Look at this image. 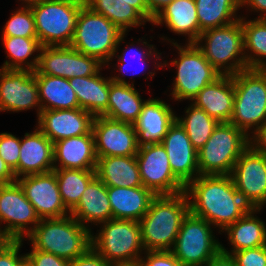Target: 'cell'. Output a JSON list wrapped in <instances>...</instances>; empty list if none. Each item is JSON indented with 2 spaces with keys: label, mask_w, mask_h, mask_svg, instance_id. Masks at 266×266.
Listing matches in <instances>:
<instances>
[{
  "label": "cell",
  "mask_w": 266,
  "mask_h": 266,
  "mask_svg": "<svg viewBox=\"0 0 266 266\" xmlns=\"http://www.w3.org/2000/svg\"><path fill=\"white\" fill-rule=\"evenodd\" d=\"M185 192L190 213L207 220L220 234L252 209L230 175H199L185 186Z\"/></svg>",
  "instance_id": "obj_1"
},
{
  "label": "cell",
  "mask_w": 266,
  "mask_h": 266,
  "mask_svg": "<svg viewBox=\"0 0 266 266\" xmlns=\"http://www.w3.org/2000/svg\"><path fill=\"white\" fill-rule=\"evenodd\" d=\"M190 212L186 192L156 195L140 219L145 251H171L183 219Z\"/></svg>",
  "instance_id": "obj_2"
},
{
  "label": "cell",
  "mask_w": 266,
  "mask_h": 266,
  "mask_svg": "<svg viewBox=\"0 0 266 266\" xmlns=\"http://www.w3.org/2000/svg\"><path fill=\"white\" fill-rule=\"evenodd\" d=\"M92 229L79 223L73 216L40 219L34 230L25 237L36 250L52 253L72 261L91 247Z\"/></svg>",
  "instance_id": "obj_3"
},
{
  "label": "cell",
  "mask_w": 266,
  "mask_h": 266,
  "mask_svg": "<svg viewBox=\"0 0 266 266\" xmlns=\"http://www.w3.org/2000/svg\"><path fill=\"white\" fill-rule=\"evenodd\" d=\"M126 33L108 20L104 15L93 12L85 4L81 7L74 36L70 47L78 52L96 58L108 67L113 55L124 42ZM107 64V65H106Z\"/></svg>",
  "instance_id": "obj_4"
},
{
  "label": "cell",
  "mask_w": 266,
  "mask_h": 266,
  "mask_svg": "<svg viewBox=\"0 0 266 266\" xmlns=\"http://www.w3.org/2000/svg\"><path fill=\"white\" fill-rule=\"evenodd\" d=\"M177 49L178 57L154 62L155 70L169 66L176 67V77L170 89L172 99L176 101L191 100L208 84L214 82L221 74L209 63L195 43L184 46L175 40L167 39ZM163 62V63H162Z\"/></svg>",
  "instance_id": "obj_5"
},
{
  "label": "cell",
  "mask_w": 266,
  "mask_h": 266,
  "mask_svg": "<svg viewBox=\"0 0 266 266\" xmlns=\"http://www.w3.org/2000/svg\"><path fill=\"white\" fill-rule=\"evenodd\" d=\"M99 225L91 235L92 248L114 265L137 264L145 252L140 222L112 218Z\"/></svg>",
  "instance_id": "obj_6"
},
{
  "label": "cell",
  "mask_w": 266,
  "mask_h": 266,
  "mask_svg": "<svg viewBox=\"0 0 266 266\" xmlns=\"http://www.w3.org/2000/svg\"><path fill=\"white\" fill-rule=\"evenodd\" d=\"M194 43L221 75L233 76L248 69L242 17L229 25L203 31Z\"/></svg>",
  "instance_id": "obj_7"
},
{
  "label": "cell",
  "mask_w": 266,
  "mask_h": 266,
  "mask_svg": "<svg viewBox=\"0 0 266 266\" xmlns=\"http://www.w3.org/2000/svg\"><path fill=\"white\" fill-rule=\"evenodd\" d=\"M234 105L230 123L248 136L266 122V69H246L233 75Z\"/></svg>",
  "instance_id": "obj_8"
},
{
  "label": "cell",
  "mask_w": 266,
  "mask_h": 266,
  "mask_svg": "<svg viewBox=\"0 0 266 266\" xmlns=\"http://www.w3.org/2000/svg\"><path fill=\"white\" fill-rule=\"evenodd\" d=\"M249 146V136L243 130L230 122H220L197 151L200 175H230Z\"/></svg>",
  "instance_id": "obj_9"
},
{
  "label": "cell",
  "mask_w": 266,
  "mask_h": 266,
  "mask_svg": "<svg viewBox=\"0 0 266 266\" xmlns=\"http://www.w3.org/2000/svg\"><path fill=\"white\" fill-rule=\"evenodd\" d=\"M85 0H41L30 5L41 46H70Z\"/></svg>",
  "instance_id": "obj_10"
},
{
  "label": "cell",
  "mask_w": 266,
  "mask_h": 266,
  "mask_svg": "<svg viewBox=\"0 0 266 266\" xmlns=\"http://www.w3.org/2000/svg\"><path fill=\"white\" fill-rule=\"evenodd\" d=\"M207 220L190 212L183 219L171 250L183 266L205 265L221 251V243Z\"/></svg>",
  "instance_id": "obj_11"
},
{
  "label": "cell",
  "mask_w": 266,
  "mask_h": 266,
  "mask_svg": "<svg viewBox=\"0 0 266 266\" xmlns=\"http://www.w3.org/2000/svg\"><path fill=\"white\" fill-rule=\"evenodd\" d=\"M40 218L28 201L20 184L15 181L0 185V232L11 240H25ZM5 224L1 227V224ZM30 225V226H29ZM3 228V229H2Z\"/></svg>",
  "instance_id": "obj_12"
},
{
  "label": "cell",
  "mask_w": 266,
  "mask_h": 266,
  "mask_svg": "<svg viewBox=\"0 0 266 266\" xmlns=\"http://www.w3.org/2000/svg\"><path fill=\"white\" fill-rule=\"evenodd\" d=\"M136 159L142 185L155 195H174L185 191V185L172 172L162 143L140 146Z\"/></svg>",
  "instance_id": "obj_13"
},
{
  "label": "cell",
  "mask_w": 266,
  "mask_h": 266,
  "mask_svg": "<svg viewBox=\"0 0 266 266\" xmlns=\"http://www.w3.org/2000/svg\"><path fill=\"white\" fill-rule=\"evenodd\" d=\"M104 65L96 58L78 52L70 46H42L34 74H45L66 79L88 77Z\"/></svg>",
  "instance_id": "obj_14"
},
{
  "label": "cell",
  "mask_w": 266,
  "mask_h": 266,
  "mask_svg": "<svg viewBox=\"0 0 266 266\" xmlns=\"http://www.w3.org/2000/svg\"><path fill=\"white\" fill-rule=\"evenodd\" d=\"M235 188L253 209L266 205V155L249 146L230 174Z\"/></svg>",
  "instance_id": "obj_15"
},
{
  "label": "cell",
  "mask_w": 266,
  "mask_h": 266,
  "mask_svg": "<svg viewBox=\"0 0 266 266\" xmlns=\"http://www.w3.org/2000/svg\"><path fill=\"white\" fill-rule=\"evenodd\" d=\"M42 111L36 76L31 70L0 68V112Z\"/></svg>",
  "instance_id": "obj_16"
},
{
  "label": "cell",
  "mask_w": 266,
  "mask_h": 266,
  "mask_svg": "<svg viewBox=\"0 0 266 266\" xmlns=\"http://www.w3.org/2000/svg\"><path fill=\"white\" fill-rule=\"evenodd\" d=\"M96 157L136 156L139 146L134 125L96 116L92 125Z\"/></svg>",
  "instance_id": "obj_17"
},
{
  "label": "cell",
  "mask_w": 266,
  "mask_h": 266,
  "mask_svg": "<svg viewBox=\"0 0 266 266\" xmlns=\"http://www.w3.org/2000/svg\"><path fill=\"white\" fill-rule=\"evenodd\" d=\"M40 219L62 218L70 215L64 205L54 171L27 175L16 179Z\"/></svg>",
  "instance_id": "obj_18"
},
{
  "label": "cell",
  "mask_w": 266,
  "mask_h": 266,
  "mask_svg": "<svg viewBox=\"0 0 266 266\" xmlns=\"http://www.w3.org/2000/svg\"><path fill=\"white\" fill-rule=\"evenodd\" d=\"M94 116L82 108L42 110L36 127L52 142L89 134Z\"/></svg>",
  "instance_id": "obj_19"
},
{
  "label": "cell",
  "mask_w": 266,
  "mask_h": 266,
  "mask_svg": "<svg viewBox=\"0 0 266 266\" xmlns=\"http://www.w3.org/2000/svg\"><path fill=\"white\" fill-rule=\"evenodd\" d=\"M161 143L167 152L173 174L185 186L200 175L197 150L176 120Z\"/></svg>",
  "instance_id": "obj_20"
},
{
  "label": "cell",
  "mask_w": 266,
  "mask_h": 266,
  "mask_svg": "<svg viewBox=\"0 0 266 266\" xmlns=\"http://www.w3.org/2000/svg\"><path fill=\"white\" fill-rule=\"evenodd\" d=\"M160 98H148L142 106L137 121L133 124L138 146L161 143L169 127L175 122L173 108Z\"/></svg>",
  "instance_id": "obj_21"
},
{
  "label": "cell",
  "mask_w": 266,
  "mask_h": 266,
  "mask_svg": "<svg viewBox=\"0 0 266 266\" xmlns=\"http://www.w3.org/2000/svg\"><path fill=\"white\" fill-rule=\"evenodd\" d=\"M35 128L21 139L18 178L54 170L53 143Z\"/></svg>",
  "instance_id": "obj_22"
},
{
  "label": "cell",
  "mask_w": 266,
  "mask_h": 266,
  "mask_svg": "<svg viewBox=\"0 0 266 266\" xmlns=\"http://www.w3.org/2000/svg\"><path fill=\"white\" fill-rule=\"evenodd\" d=\"M54 169L95 170L97 157L94 135L91 131L53 143Z\"/></svg>",
  "instance_id": "obj_23"
},
{
  "label": "cell",
  "mask_w": 266,
  "mask_h": 266,
  "mask_svg": "<svg viewBox=\"0 0 266 266\" xmlns=\"http://www.w3.org/2000/svg\"><path fill=\"white\" fill-rule=\"evenodd\" d=\"M233 76L221 75L206 85L191 101L220 122H230L234 105Z\"/></svg>",
  "instance_id": "obj_24"
},
{
  "label": "cell",
  "mask_w": 266,
  "mask_h": 266,
  "mask_svg": "<svg viewBox=\"0 0 266 266\" xmlns=\"http://www.w3.org/2000/svg\"><path fill=\"white\" fill-rule=\"evenodd\" d=\"M70 215L88 229H91L90 223L98 226L112 219L107 186L97 176L88 184Z\"/></svg>",
  "instance_id": "obj_25"
},
{
  "label": "cell",
  "mask_w": 266,
  "mask_h": 266,
  "mask_svg": "<svg viewBox=\"0 0 266 266\" xmlns=\"http://www.w3.org/2000/svg\"><path fill=\"white\" fill-rule=\"evenodd\" d=\"M152 24H165L174 34L187 36V43H194L200 36L195 0H173L154 17Z\"/></svg>",
  "instance_id": "obj_26"
},
{
  "label": "cell",
  "mask_w": 266,
  "mask_h": 266,
  "mask_svg": "<svg viewBox=\"0 0 266 266\" xmlns=\"http://www.w3.org/2000/svg\"><path fill=\"white\" fill-rule=\"evenodd\" d=\"M260 211L261 209L252 208L247 214L222 231V233H227L229 244L232 247L228 251L221 244V252L231 255L239 250L266 245V224L256 215Z\"/></svg>",
  "instance_id": "obj_27"
},
{
  "label": "cell",
  "mask_w": 266,
  "mask_h": 266,
  "mask_svg": "<svg viewBox=\"0 0 266 266\" xmlns=\"http://www.w3.org/2000/svg\"><path fill=\"white\" fill-rule=\"evenodd\" d=\"M112 218L136 220L146 214L156 196L150 189L140 187H107Z\"/></svg>",
  "instance_id": "obj_28"
},
{
  "label": "cell",
  "mask_w": 266,
  "mask_h": 266,
  "mask_svg": "<svg viewBox=\"0 0 266 266\" xmlns=\"http://www.w3.org/2000/svg\"><path fill=\"white\" fill-rule=\"evenodd\" d=\"M102 68L88 77L69 78L70 86L76 93L79 107L94 117L102 116L108 108L111 77H102Z\"/></svg>",
  "instance_id": "obj_29"
},
{
  "label": "cell",
  "mask_w": 266,
  "mask_h": 266,
  "mask_svg": "<svg viewBox=\"0 0 266 266\" xmlns=\"http://www.w3.org/2000/svg\"><path fill=\"white\" fill-rule=\"evenodd\" d=\"M95 171L107 187L143 186L136 156L99 157Z\"/></svg>",
  "instance_id": "obj_30"
},
{
  "label": "cell",
  "mask_w": 266,
  "mask_h": 266,
  "mask_svg": "<svg viewBox=\"0 0 266 266\" xmlns=\"http://www.w3.org/2000/svg\"><path fill=\"white\" fill-rule=\"evenodd\" d=\"M145 102L146 100L141 99L134 85L116 83L111 80L108 108L102 116L134 124Z\"/></svg>",
  "instance_id": "obj_31"
},
{
  "label": "cell",
  "mask_w": 266,
  "mask_h": 266,
  "mask_svg": "<svg viewBox=\"0 0 266 266\" xmlns=\"http://www.w3.org/2000/svg\"><path fill=\"white\" fill-rule=\"evenodd\" d=\"M35 76L42 110L80 108L76 93L68 79L45 74Z\"/></svg>",
  "instance_id": "obj_32"
},
{
  "label": "cell",
  "mask_w": 266,
  "mask_h": 266,
  "mask_svg": "<svg viewBox=\"0 0 266 266\" xmlns=\"http://www.w3.org/2000/svg\"><path fill=\"white\" fill-rule=\"evenodd\" d=\"M200 34L208 29L229 25L241 18V0H195ZM238 15V16H237Z\"/></svg>",
  "instance_id": "obj_33"
},
{
  "label": "cell",
  "mask_w": 266,
  "mask_h": 266,
  "mask_svg": "<svg viewBox=\"0 0 266 266\" xmlns=\"http://www.w3.org/2000/svg\"><path fill=\"white\" fill-rule=\"evenodd\" d=\"M1 39L6 50L5 53L8 54L6 58H9V60L4 61L1 69L31 70L33 72L36 70L42 47L37 37L15 36L1 37ZM35 53L38 54L34 56Z\"/></svg>",
  "instance_id": "obj_34"
},
{
  "label": "cell",
  "mask_w": 266,
  "mask_h": 266,
  "mask_svg": "<svg viewBox=\"0 0 266 266\" xmlns=\"http://www.w3.org/2000/svg\"><path fill=\"white\" fill-rule=\"evenodd\" d=\"M242 16L245 60L248 69H266V19ZM263 57V58H262Z\"/></svg>",
  "instance_id": "obj_35"
},
{
  "label": "cell",
  "mask_w": 266,
  "mask_h": 266,
  "mask_svg": "<svg viewBox=\"0 0 266 266\" xmlns=\"http://www.w3.org/2000/svg\"><path fill=\"white\" fill-rule=\"evenodd\" d=\"M184 111L185 117L177 115L176 121L185 129L191 144L198 151L208 141L219 122L192 103Z\"/></svg>",
  "instance_id": "obj_36"
},
{
  "label": "cell",
  "mask_w": 266,
  "mask_h": 266,
  "mask_svg": "<svg viewBox=\"0 0 266 266\" xmlns=\"http://www.w3.org/2000/svg\"><path fill=\"white\" fill-rule=\"evenodd\" d=\"M137 41H138V44L140 42L144 47H146V48H143L145 51L143 49L141 50V48H139V50H138V48H134L135 44L132 41L131 44L129 43L128 45H126L124 50L122 49V51H121L122 54L120 53V55H116V53H115L113 55L112 60L114 57H115V59L117 58V60H116L117 64H115V67H116L117 71H120L119 73H121V76H120V74H118L117 76H115V75L111 76V79L113 82L121 83V84L134 85L133 82L129 83L124 77H122V75L123 76L126 74L128 75L129 66L131 67L135 62V64H136V66L134 67L135 71L132 69L133 70L132 74L136 76L140 73H143V74L146 73V70L144 71L145 68H142V67L146 66L145 62L146 61L149 62V59L152 60V58H153V59H155V61H157V60L159 61V59L160 60L163 59L162 57H160L162 54L160 52H157L158 50H156V48L153 44H148L146 39H144L142 37V39H138ZM130 53L133 54L132 56L134 57L135 60L133 59L132 61H130L129 56H128V54H130ZM142 71H144V72H142ZM129 73H131V72H129Z\"/></svg>",
  "instance_id": "obj_37"
},
{
  "label": "cell",
  "mask_w": 266,
  "mask_h": 266,
  "mask_svg": "<svg viewBox=\"0 0 266 266\" xmlns=\"http://www.w3.org/2000/svg\"><path fill=\"white\" fill-rule=\"evenodd\" d=\"M59 191L66 208L71 211L79 202L88 184L96 177L95 170L54 169Z\"/></svg>",
  "instance_id": "obj_38"
},
{
  "label": "cell",
  "mask_w": 266,
  "mask_h": 266,
  "mask_svg": "<svg viewBox=\"0 0 266 266\" xmlns=\"http://www.w3.org/2000/svg\"><path fill=\"white\" fill-rule=\"evenodd\" d=\"M93 12L104 15L114 25L124 33L129 28H137L148 22L135 8L126 3H117L110 5L108 9H91Z\"/></svg>",
  "instance_id": "obj_39"
},
{
  "label": "cell",
  "mask_w": 266,
  "mask_h": 266,
  "mask_svg": "<svg viewBox=\"0 0 266 266\" xmlns=\"http://www.w3.org/2000/svg\"><path fill=\"white\" fill-rule=\"evenodd\" d=\"M2 28L1 37H37L35 21L30 6H21L12 12Z\"/></svg>",
  "instance_id": "obj_40"
},
{
  "label": "cell",
  "mask_w": 266,
  "mask_h": 266,
  "mask_svg": "<svg viewBox=\"0 0 266 266\" xmlns=\"http://www.w3.org/2000/svg\"><path fill=\"white\" fill-rule=\"evenodd\" d=\"M21 139L12 133H0V156L14 172L18 179V160L20 156Z\"/></svg>",
  "instance_id": "obj_41"
},
{
  "label": "cell",
  "mask_w": 266,
  "mask_h": 266,
  "mask_svg": "<svg viewBox=\"0 0 266 266\" xmlns=\"http://www.w3.org/2000/svg\"><path fill=\"white\" fill-rule=\"evenodd\" d=\"M237 266H266V245L233 252Z\"/></svg>",
  "instance_id": "obj_42"
},
{
  "label": "cell",
  "mask_w": 266,
  "mask_h": 266,
  "mask_svg": "<svg viewBox=\"0 0 266 266\" xmlns=\"http://www.w3.org/2000/svg\"><path fill=\"white\" fill-rule=\"evenodd\" d=\"M23 240H11L0 251V266H27L26 256L20 254V248L23 246Z\"/></svg>",
  "instance_id": "obj_43"
},
{
  "label": "cell",
  "mask_w": 266,
  "mask_h": 266,
  "mask_svg": "<svg viewBox=\"0 0 266 266\" xmlns=\"http://www.w3.org/2000/svg\"><path fill=\"white\" fill-rule=\"evenodd\" d=\"M140 266H183L171 251H145Z\"/></svg>",
  "instance_id": "obj_44"
},
{
  "label": "cell",
  "mask_w": 266,
  "mask_h": 266,
  "mask_svg": "<svg viewBox=\"0 0 266 266\" xmlns=\"http://www.w3.org/2000/svg\"><path fill=\"white\" fill-rule=\"evenodd\" d=\"M25 256L27 266H70V261L33 247L31 252L26 253Z\"/></svg>",
  "instance_id": "obj_45"
},
{
  "label": "cell",
  "mask_w": 266,
  "mask_h": 266,
  "mask_svg": "<svg viewBox=\"0 0 266 266\" xmlns=\"http://www.w3.org/2000/svg\"><path fill=\"white\" fill-rule=\"evenodd\" d=\"M70 266H115L107 262L92 247L84 254L70 262Z\"/></svg>",
  "instance_id": "obj_46"
},
{
  "label": "cell",
  "mask_w": 266,
  "mask_h": 266,
  "mask_svg": "<svg viewBox=\"0 0 266 266\" xmlns=\"http://www.w3.org/2000/svg\"><path fill=\"white\" fill-rule=\"evenodd\" d=\"M249 141L256 152L266 155V122L249 136Z\"/></svg>",
  "instance_id": "obj_47"
},
{
  "label": "cell",
  "mask_w": 266,
  "mask_h": 266,
  "mask_svg": "<svg viewBox=\"0 0 266 266\" xmlns=\"http://www.w3.org/2000/svg\"><path fill=\"white\" fill-rule=\"evenodd\" d=\"M117 3L130 4L135 8L149 23L152 24L154 17L150 14L145 0H114Z\"/></svg>",
  "instance_id": "obj_48"
},
{
  "label": "cell",
  "mask_w": 266,
  "mask_h": 266,
  "mask_svg": "<svg viewBox=\"0 0 266 266\" xmlns=\"http://www.w3.org/2000/svg\"><path fill=\"white\" fill-rule=\"evenodd\" d=\"M244 6L251 12L260 13L256 19H266V0H241V7Z\"/></svg>",
  "instance_id": "obj_49"
},
{
  "label": "cell",
  "mask_w": 266,
  "mask_h": 266,
  "mask_svg": "<svg viewBox=\"0 0 266 266\" xmlns=\"http://www.w3.org/2000/svg\"><path fill=\"white\" fill-rule=\"evenodd\" d=\"M205 266H237V264L231 255L220 251L216 256L212 257Z\"/></svg>",
  "instance_id": "obj_50"
},
{
  "label": "cell",
  "mask_w": 266,
  "mask_h": 266,
  "mask_svg": "<svg viewBox=\"0 0 266 266\" xmlns=\"http://www.w3.org/2000/svg\"><path fill=\"white\" fill-rule=\"evenodd\" d=\"M16 181L14 172L0 156V185L10 184Z\"/></svg>",
  "instance_id": "obj_51"
},
{
  "label": "cell",
  "mask_w": 266,
  "mask_h": 266,
  "mask_svg": "<svg viewBox=\"0 0 266 266\" xmlns=\"http://www.w3.org/2000/svg\"><path fill=\"white\" fill-rule=\"evenodd\" d=\"M150 14L155 17L164 7L173 0H145Z\"/></svg>",
  "instance_id": "obj_52"
},
{
  "label": "cell",
  "mask_w": 266,
  "mask_h": 266,
  "mask_svg": "<svg viewBox=\"0 0 266 266\" xmlns=\"http://www.w3.org/2000/svg\"><path fill=\"white\" fill-rule=\"evenodd\" d=\"M114 0H85V5L90 9H108Z\"/></svg>",
  "instance_id": "obj_53"
},
{
  "label": "cell",
  "mask_w": 266,
  "mask_h": 266,
  "mask_svg": "<svg viewBox=\"0 0 266 266\" xmlns=\"http://www.w3.org/2000/svg\"><path fill=\"white\" fill-rule=\"evenodd\" d=\"M11 241L4 233L0 232V251Z\"/></svg>",
  "instance_id": "obj_54"
},
{
  "label": "cell",
  "mask_w": 266,
  "mask_h": 266,
  "mask_svg": "<svg viewBox=\"0 0 266 266\" xmlns=\"http://www.w3.org/2000/svg\"><path fill=\"white\" fill-rule=\"evenodd\" d=\"M40 1L41 0H20L22 6H23V4H24V6H30V5L35 4V3H38Z\"/></svg>",
  "instance_id": "obj_55"
},
{
  "label": "cell",
  "mask_w": 266,
  "mask_h": 266,
  "mask_svg": "<svg viewBox=\"0 0 266 266\" xmlns=\"http://www.w3.org/2000/svg\"><path fill=\"white\" fill-rule=\"evenodd\" d=\"M115 266H140V265L137 263V264H125V265H115Z\"/></svg>",
  "instance_id": "obj_56"
}]
</instances>
